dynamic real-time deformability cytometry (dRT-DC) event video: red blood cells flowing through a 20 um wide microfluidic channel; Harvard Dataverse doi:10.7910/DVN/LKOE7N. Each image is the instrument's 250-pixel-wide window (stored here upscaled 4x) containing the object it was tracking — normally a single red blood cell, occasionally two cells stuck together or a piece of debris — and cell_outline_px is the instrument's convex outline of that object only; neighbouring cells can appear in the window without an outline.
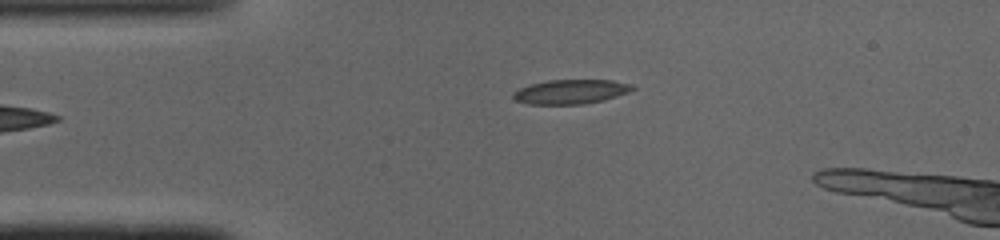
{"species": "common noctule bat (a hibernating species)", "species_latin": "Nyctalus noctula", "temperature_condition": "cold", "stored_images_in_passage": 5, "camera_frame_rate_fps": 3000, "um_per_image_px": 0.085, "animal": {"sex": "male", "body_mass_g": 19.0, "forearm_length_mm": 50.8}, "frame": {"image": 1, "passage_image": 2, "time_ms": 0.333, "image_size_px": [1000, 240], "cell_outline_px": [[636, 88], [628, 92], [604, 100], [584, 104], [528, 104], [516, 100], [512, 96], [512, 92], [520, 88], [532, 84], [548, 80], [612, 80], [632, 84]], "centroid_in_image_um": [48.52, 7.79], "position_along_channel_um": 36.5, "area_um2": 16.88}}